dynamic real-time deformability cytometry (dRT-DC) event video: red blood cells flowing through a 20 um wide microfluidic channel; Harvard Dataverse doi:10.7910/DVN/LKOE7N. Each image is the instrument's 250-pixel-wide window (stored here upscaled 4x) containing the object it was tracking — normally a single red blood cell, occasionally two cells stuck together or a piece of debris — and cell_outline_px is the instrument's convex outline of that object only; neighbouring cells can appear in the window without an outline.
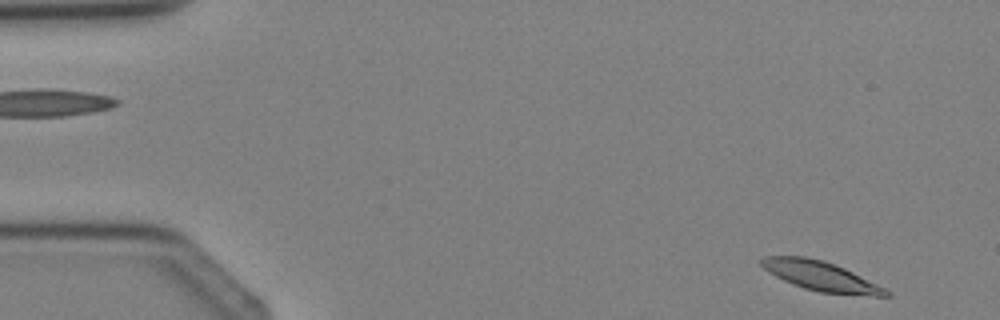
{"species": "Egyptian fruit bat (a non-hibernating species)", "species_latin": "Rousettus aegyptiacus", "temperature_condition": "cold", "stored_images_in_passage": 2, "segment_of_instrument_passage": [2, 2], "camera_frame_rate_fps": 3000, "um_per_image_px": 0.085, "animal": {"sex": "female"}, "frame": {"image": 1, "passage_image": 2, "time_ms": 2.0, "image_size_px": [1000, 320], "cell_outline_px": [[892, 296], [872, 296], [820, 292], [804, 288], [792, 284], [768, 272], [756, 260], [764, 256], [808, 256], [824, 260], [844, 268], [892, 292]], "centroid_in_image_um": [69.73, 23.45], "position_along_channel_um": 15.3, "area_um2": 21.44}}